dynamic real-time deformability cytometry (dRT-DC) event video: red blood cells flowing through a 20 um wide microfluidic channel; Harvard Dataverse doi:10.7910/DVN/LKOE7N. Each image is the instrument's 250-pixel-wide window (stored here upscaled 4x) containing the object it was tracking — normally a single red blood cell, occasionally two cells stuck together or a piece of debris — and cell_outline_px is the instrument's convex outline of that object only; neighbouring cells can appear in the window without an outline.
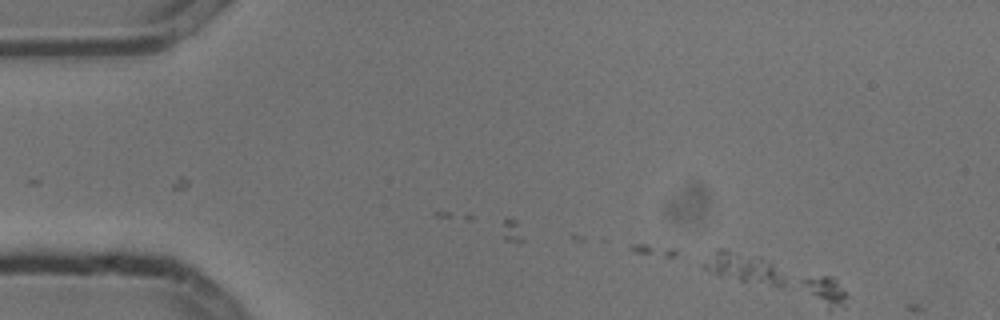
{"species": "common noctule bat (a hibernating species)", "species_latin": "Nyctalus noctula", "temperature_condition": "cold", "stored_images_in_passage": 4, "camera_frame_rate_fps": 3000, "um_per_image_px": 0.085, "animal": {"sex": "male", "body_mass_g": 13.3}, "frame": {"image": 1, "passage_image": 1, "time_ms": 0.0, "image_size_px": [1000, 320], "cell_outline_px": [[792, 280], [784, 284], [772, 284], [740, 280], [712, 272], [704, 268], [704, 264], [716, 248], [724, 248], [760, 256], [772, 264]], "centroid_in_image_um": [63.28, 22.71], "position_along_channel_um": 21.7, "area_um2": 13.64}}